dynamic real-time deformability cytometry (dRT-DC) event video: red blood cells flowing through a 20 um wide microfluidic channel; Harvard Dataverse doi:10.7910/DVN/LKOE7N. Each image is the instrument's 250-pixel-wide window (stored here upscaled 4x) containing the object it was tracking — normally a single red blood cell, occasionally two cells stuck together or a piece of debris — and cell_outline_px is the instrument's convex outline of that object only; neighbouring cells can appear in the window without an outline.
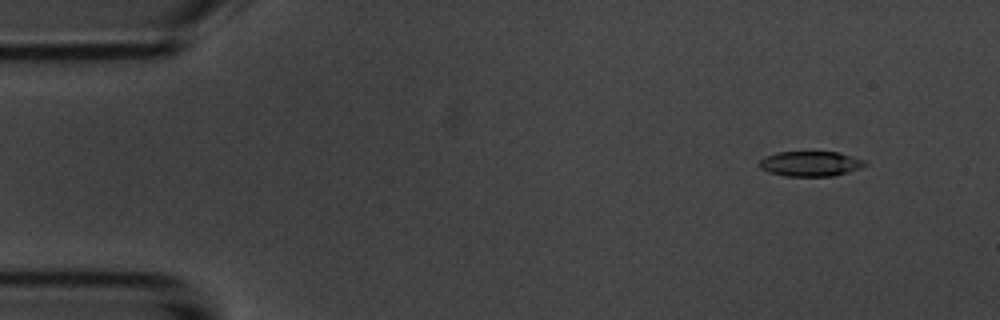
{"species": "common noctule bat (a hibernating species)", "species_latin": "Nyctalus noctula", "temperature_condition": "room temperature", "stored_images_in_passage": 5, "camera_frame_rate_fps": 3000, "um_per_image_px": 0.085, "animal": {"sex": "male", "body_mass_g": 20.1, "forearm_length_mm": 53.5}, "frame": {"image": 1, "passage_image": 2, "time_ms": 1.333, "image_size_px": [1000, 320], "cell_outline_px": [[868, 164], [860, 168], [848, 172], [832, 176], [784, 176], [768, 172], [760, 168], [756, 164], [764, 156], [776, 152], [840, 152], [868, 160]], "centroid_in_image_um": [68.89, 13.91], "position_along_channel_um": 16.1, "area_um2": 15.78}}
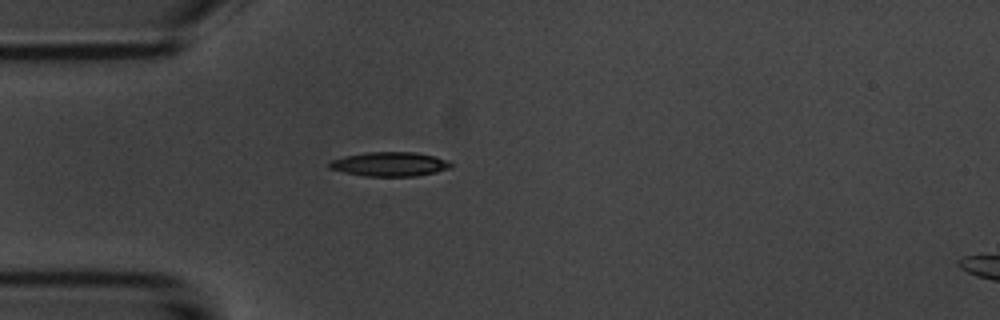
{"frame": {"image": 2, "passage_image": 5, "time_ms": 4.667, "image_size_px": [1000, 320], "cell_outline_px": [[452, 168], [436, 172], [416, 176], [364, 176], [344, 172], [328, 168], [328, 164], [332, 160], [344, 156], [364, 152], [416, 152], [436, 156], [448, 160], [452, 164]], "centroid_in_image_um": [33.15, 13.94], "position_along_channel_um": 51.8, "area_um2": 17.34}}